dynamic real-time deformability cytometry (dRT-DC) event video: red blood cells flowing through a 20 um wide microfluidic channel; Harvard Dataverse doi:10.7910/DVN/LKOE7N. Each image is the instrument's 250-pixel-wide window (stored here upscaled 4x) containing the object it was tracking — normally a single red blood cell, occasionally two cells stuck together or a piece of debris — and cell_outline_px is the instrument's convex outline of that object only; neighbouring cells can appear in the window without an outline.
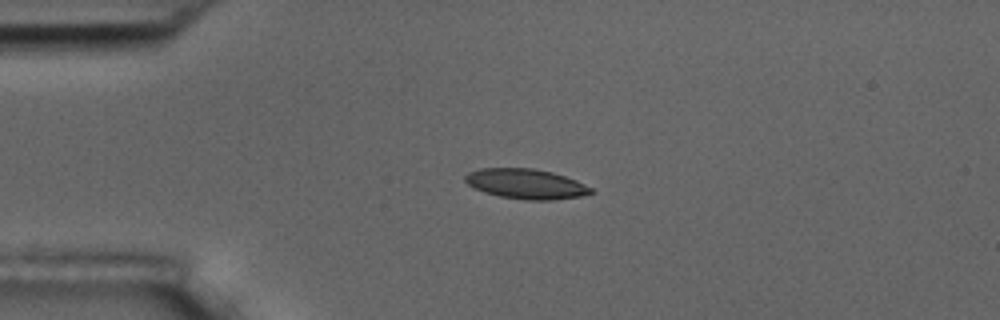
{"species": "common noctule bat (a hibernating species)", "species_latin": "Nyctalus noctula", "temperature_condition": "room temperature", "stored_images_in_passage": 4, "camera_frame_rate_fps": 3000, "um_per_image_px": 0.085, "animal": {"sex": "male", "body_mass_g": 17.5, "forearm_length_mm": 52.3}, "frame": {"image": 1, "passage_image": 3, "time_ms": 2.333, "image_size_px": [1000, 320], "cell_outline_px": [[596, 192], [580, 196], [552, 200], [524, 200], [500, 196], [484, 192], [468, 184], [464, 180], [464, 176], [468, 172], [480, 168], [532, 168], [552, 172], [576, 180], [592, 188]], "centroid_in_image_um": [44.71, 15.63], "position_along_channel_um": 40.3, "area_um2": 21.96}}